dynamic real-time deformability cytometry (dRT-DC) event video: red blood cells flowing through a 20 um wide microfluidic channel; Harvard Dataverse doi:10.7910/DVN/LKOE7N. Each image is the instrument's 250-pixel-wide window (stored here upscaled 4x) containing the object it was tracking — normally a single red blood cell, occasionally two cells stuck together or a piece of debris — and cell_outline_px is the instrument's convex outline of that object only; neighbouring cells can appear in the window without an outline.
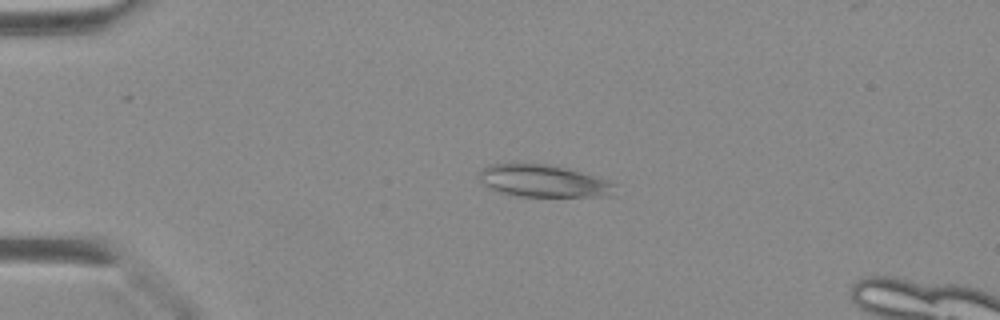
{"species": "Egyptian fruit bat (a non-hibernating species)", "species_latin": "Rousettus aegyptiacus", "temperature_condition": "warm", "stored_images_in_passage": 34, "segment_of_instrument_passage": [1, 2], "camera_frame_rate_fps": 3000, "um_per_image_px": 0.085, "animal": {"sex": "female"}, "frame": {"image": 1, "passage_image": 1, "time_ms": 0.0, "image_size_px": [1000, 320], "cell_outline_px": [[616, 196], [520, 196], [500, 192], [484, 184], [480, 180], [480, 172], [484, 168], [492, 164], [544, 164], [568, 168], [608, 180], [616, 184]], "centroid_in_image_um": [46.28, 15.39], "position_along_channel_um": 38.7, "area_um2": 25.26}}
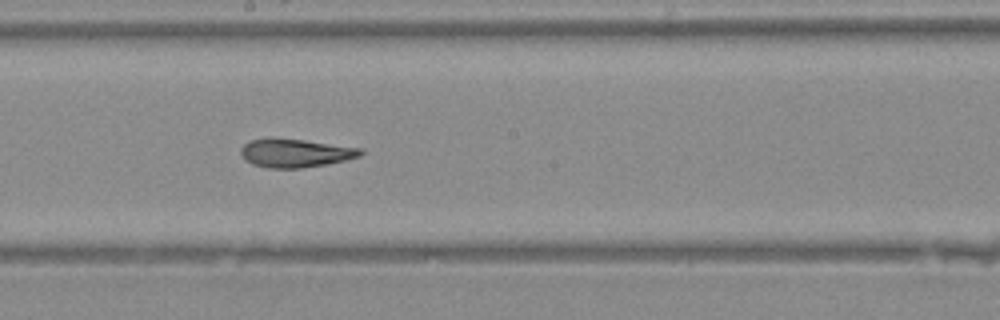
{"frame": {"image": 2, "passage_image": 15, "time_ms": 4.667, "image_size_px": [1000, 320], "cell_outline_px": [[364, 152], [360, 156], [344, 160], [324, 164], [300, 168], [268, 168], [252, 164], [244, 160], [240, 152], [240, 148], [244, 144], [252, 140], [304, 140], [360, 148]], "centroid_in_image_um": [25.09, 13.04], "position_along_channel_um": 223.1, "area_um2": 19.19}}
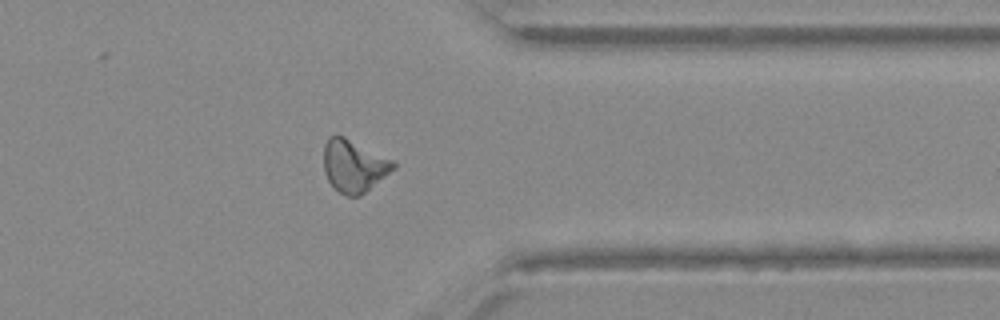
{"frame": {"image": 3, "passage_image": 25, "time_ms": 8.0, "image_size_px": [1000, 320], "cell_outline_px": [[396, 168], [360, 196], [348, 196], [340, 192], [328, 180], [324, 172], [324, 144], [336, 132], [392, 160], [396, 164]], "centroid_in_image_um": [30.07, 14.09], "position_along_channel_um": 381.3, "area_um2": 21.04}}